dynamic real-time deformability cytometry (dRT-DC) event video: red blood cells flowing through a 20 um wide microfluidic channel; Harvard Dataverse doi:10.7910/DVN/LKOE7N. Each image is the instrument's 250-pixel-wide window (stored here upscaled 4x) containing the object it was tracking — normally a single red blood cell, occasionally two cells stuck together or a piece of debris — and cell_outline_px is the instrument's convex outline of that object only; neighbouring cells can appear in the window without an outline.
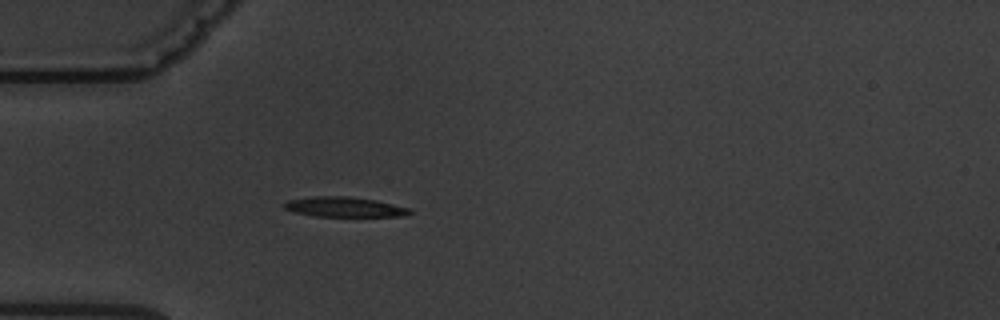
{"species": "common noctule bat (a hibernating species)", "species_latin": "Nyctalus noctula", "temperature_condition": "warm", "stored_images_in_passage": 4, "camera_frame_rate_fps": 3000, "um_per_image_px": 0.085, "animal": {"sex": "male", "body_mass_g": 19.5, "forearm_length_mm": 54.6}, "frame": {"image": 1, "passage_image": 4, "time_ms": 4.667, "image_size_px": [1000, 320], "cell_outline_px": [[412, 212], [404, 216], [312, 216], [292, 212], [284, 208], [284, 204], [288, 200], [316, 196], [348, 196], [376, 200], [412, 208]], "centroid_in_image_um": [29.29, 17.59], "position_along_channel_um": 55.7, "area_um2": 14.68}}